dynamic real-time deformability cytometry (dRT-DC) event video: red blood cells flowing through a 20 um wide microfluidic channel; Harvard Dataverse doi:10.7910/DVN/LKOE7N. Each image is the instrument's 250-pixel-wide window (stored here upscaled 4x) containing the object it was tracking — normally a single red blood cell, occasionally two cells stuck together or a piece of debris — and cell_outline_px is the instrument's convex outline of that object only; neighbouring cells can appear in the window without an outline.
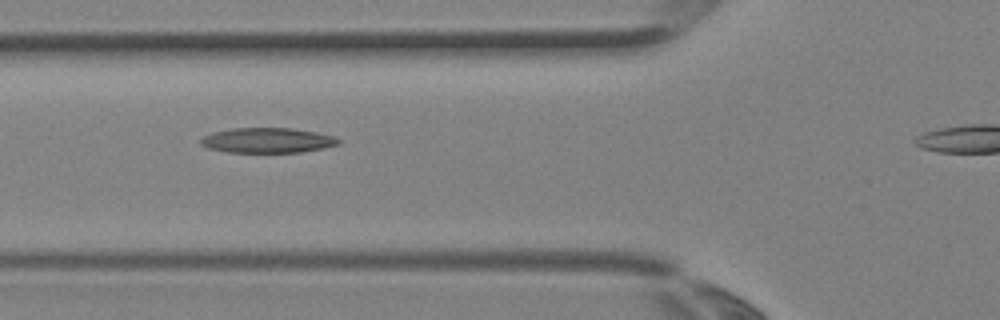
{"species": "Egyptian fruit bat (a non-hibernating species)", "species_latin": "Rousettus aegyptiacus", "temperature_condition": "room temperature", "stored_images_in_passage": 4, "segment_of_instrument_passage": [1, 2], "camera_frame_rate_fps": 3000, "um_per_image_px": 0.085, "animal": {"sex": "female"}, "frame": {"image": 1, "passage_image": 2, "time_ms": 0.333, "image_size_px": [1000, 320], "cell_outline_px": [[340, 144], [324, 148], [300, 152], [228, 152], [208, 148], [200, 144], [200, 140], [204, 136], [212, 132], [232, 128], [292, 128], [316, 132], [336, 136], [340, 140]], "centroid_in_image_um": [22.75, 11.92], "position_along_channel_um": 103.0, "area_um2": 20.17}}
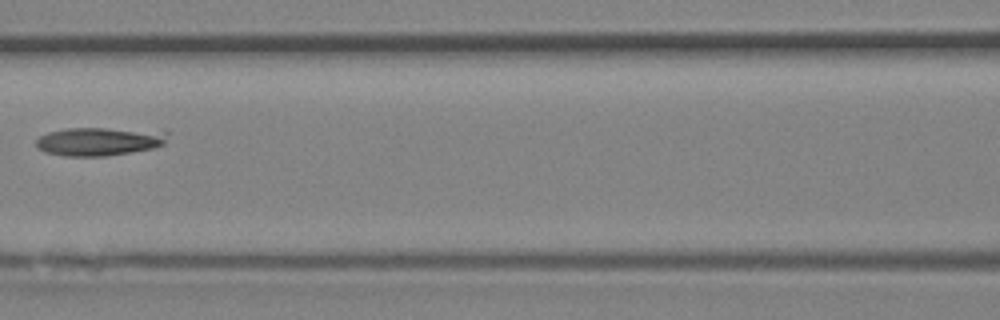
{"frame": {"image": 2, "passage_image": 3, "time_ms": 0.667, "image_size_px": [1000, 320], "cell_outline_px": [[168, 132], [164, 144], [152, 148], [132, 152], [104, 156], [64, 156], [48, 152], [40, 148], [36, 144], [36, 140], [40, 136], [48, 132], [68, 128], [104, 128]], "centroid_in_image_um": [8.41, 12.02], "position_along_channel_um": 158.2, "area_um2": 21.33}}